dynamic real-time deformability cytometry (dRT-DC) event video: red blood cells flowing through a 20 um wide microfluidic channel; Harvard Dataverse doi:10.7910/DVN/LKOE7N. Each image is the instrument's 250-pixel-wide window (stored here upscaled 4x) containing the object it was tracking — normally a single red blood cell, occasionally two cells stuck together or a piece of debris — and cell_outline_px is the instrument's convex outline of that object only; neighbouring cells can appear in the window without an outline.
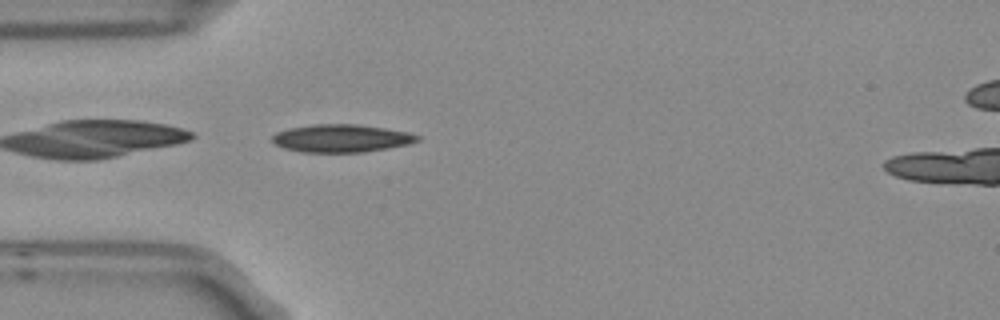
{"species": "Egyptian fruit bat (a non-hibernating species)", "species_latin": "Rousettus aegyptiacus", "temperature_condition": "room temperature", "stored_images_in_passage": 5, "camera_frame_rate_fps": 3000, "um_per_image_px": 0.085, "frame": {"image": 1, "passage_image": 5, "time_ms": 1.333, "image_size_px": [1000, 320], "cell_outline_px": [[420, 140], [408, 144], [388, 148], [364, 152], [304, 152], [284, 148], [276, 144], [272, 140], [272, 136], [276, 132], [288, 128], [316, 124], [356, 124], [384, 128], [408, 132], [420, 136]], "centroid_in_image_um": [29.02, 11.75], "position_along_channel_um": 56.0, "area_um2": 23.41}}